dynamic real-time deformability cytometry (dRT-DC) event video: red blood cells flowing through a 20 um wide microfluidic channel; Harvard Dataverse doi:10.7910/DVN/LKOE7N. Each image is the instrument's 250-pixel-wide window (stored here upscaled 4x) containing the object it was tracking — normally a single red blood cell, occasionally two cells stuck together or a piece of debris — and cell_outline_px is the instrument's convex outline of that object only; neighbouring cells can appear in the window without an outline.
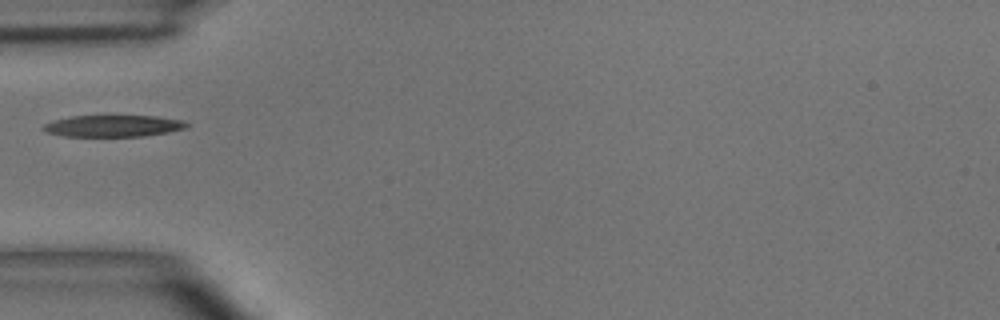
{"species": "common noctule bat (a hibernating species)", "species_latin": "Nyctalus noctula", "temperature_condition": "room temperature", "stored_images_in_passage": 6, "camera_frame_rate_fps": 3000, "um_per_image_px": 0.085, "animal": {"sex": "male", "body_mass_g": 15.6}, "frame": {"image": 1, "passage_image": 1, "time_ms": 0.0, "image_size_px": [1000, 320], "cell_outline_px": [[192, 124], [188, 128], [168, 132], [144, 136], [64, 136], [44, 132], [40, 128], [44, 124], [56, 120], [72, 116], [156, 116], [180, 120]], "centroid_in_image_um": [9.64, 10.71], "position_along_channel_um": 75.4, "area_um2": 18.09}}